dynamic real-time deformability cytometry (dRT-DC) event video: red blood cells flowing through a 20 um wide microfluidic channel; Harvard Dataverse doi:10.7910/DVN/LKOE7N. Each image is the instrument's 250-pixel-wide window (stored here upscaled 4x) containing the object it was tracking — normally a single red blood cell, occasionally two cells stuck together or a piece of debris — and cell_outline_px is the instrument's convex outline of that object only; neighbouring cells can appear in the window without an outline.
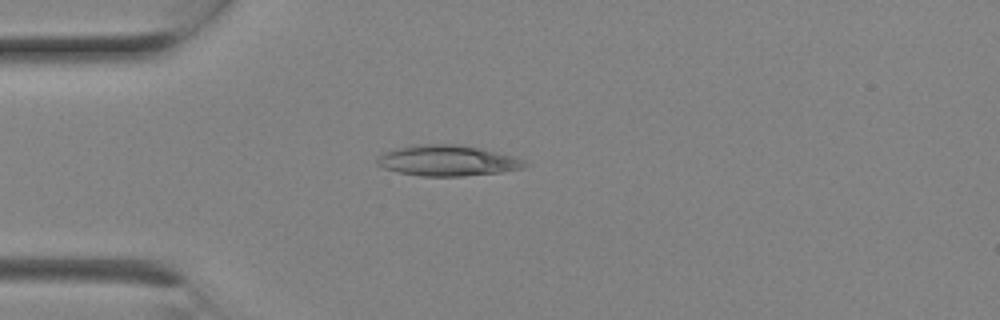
{"species": "Egyptian fruit bat (a non-hibernating species)", "species_latin": "Rousettus aegyptiacus", "temperature_condition": "room temperature", "stored_images_in_passage": 6, "camera_frame_rate_fps": 3000, "um_per_image_px": 0.085, "animal": {"sex": "female"}, "frame": {"image": 1, "passage_image": 4, "time_ms": 1.0, "image_size_px": [1000, 320], "cell_outline_px": [[532, 164], [520, 168], [500, 172], [464, 176], [420, 176], [400, 172], [384, 168], [376, 164], [376, 160], [384, 152], [412, 144], [460, 144], [480, 148], [516, 156], [528, 160]], "centroid_in_image_um": [38.1, 13.64], "position_along_channel_um": 46.9, "area_um2": 26.65}}
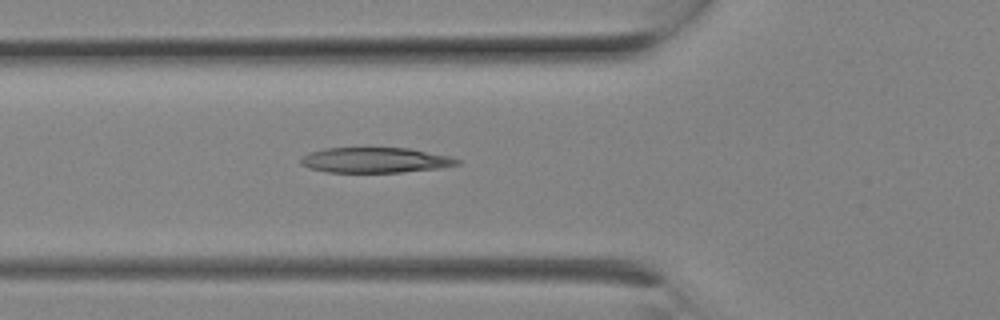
{"frame": {"image": 2, "passage_image": 6, "time_ms": 1.667, "image_size_px": [1000, 320], "cell_outline_px": [[464, 160], [460, 164], [440, 168], [400, 172], [328, 172], [308, 168], [300, 164], [300, 160], [308, 152], [324, 148], [408, 148], [452, 156]], "centroid_in_image_um": [31.93, 13.61], "position_along_channel_um": 93.9, "area_um2": 23.24}}